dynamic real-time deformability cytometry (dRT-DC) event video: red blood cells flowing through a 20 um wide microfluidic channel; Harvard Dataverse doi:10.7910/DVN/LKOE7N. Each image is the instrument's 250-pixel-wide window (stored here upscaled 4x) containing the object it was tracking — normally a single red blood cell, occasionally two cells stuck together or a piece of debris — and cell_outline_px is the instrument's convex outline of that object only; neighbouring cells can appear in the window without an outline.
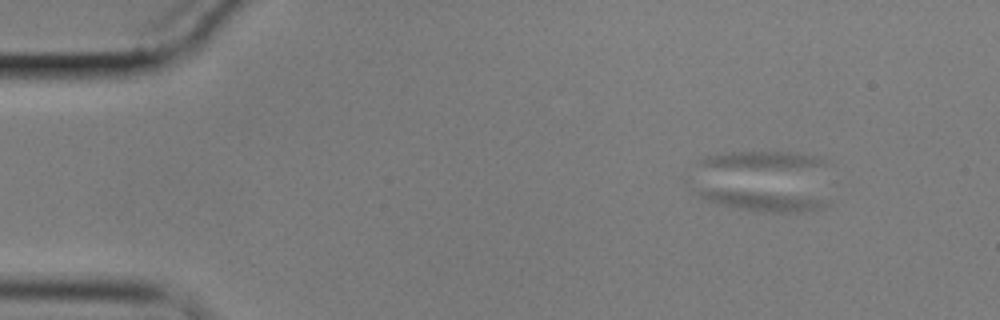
{"species": "common noctule bat (a hibernating species)", "species_latin": "Nyctalus noctula", "temperature_condition": "cold", "stored_images_in_passage": 20, "camera_frame_rate_fps": 3000, "um_per_image_px": 0.085, "animal": {"sex": "male", "body_mass_g": 17.9}, "frame": {"image": 1, "passage_image": 9, "time_ms": 2.667, "image_size_px": [1000, 320], "cell_outline_px": [[828, 204], [816, 208], [796, 212], [772, 212], [740, 208], [720, 204], [708, 200], [692, 192], [692, 188], [708, 188], [756, 192], [792, 196], [820, 200]], "centroid_in_image_um": [64.47, 17.04], "position_along_channel_um": 20.5, "area_um2": 13.64}}